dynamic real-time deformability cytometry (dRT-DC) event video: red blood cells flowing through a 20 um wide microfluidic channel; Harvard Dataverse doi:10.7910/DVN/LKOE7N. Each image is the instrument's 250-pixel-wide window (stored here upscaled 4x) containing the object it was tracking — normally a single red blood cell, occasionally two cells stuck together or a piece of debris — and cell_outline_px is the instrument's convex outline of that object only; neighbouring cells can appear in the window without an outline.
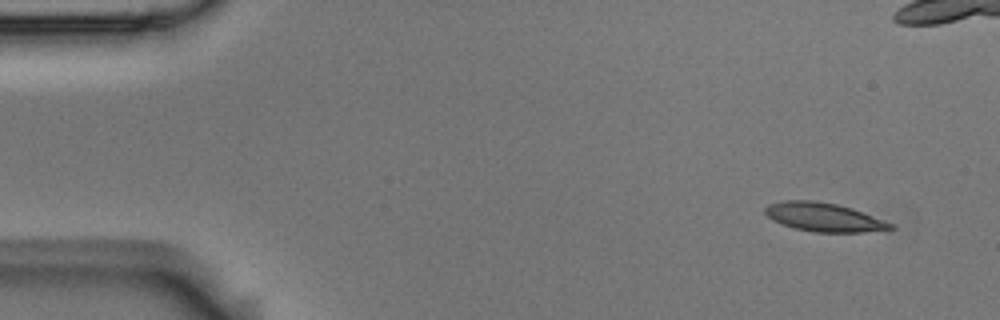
{"species": "Egyptian fruit bat (a non-hibernating species)", "species_latin": "Rousettus aegyptiacus", "temperature_condition": "room temperature", "stored_images_in_passage": 9, "camera_frame_rate_fps": 3000, "um_per_image_px": 0.085, "animal": {"sex": "male"}, "frame": {"image": 1, "passage_image": 1, "time_ms": 0.0, "image_size_px": [1000, 320], "cell_outline_px": [[896, 228], [864, 232], [812, 232], [796, 228], [772, 220], [764, 212], [764, 208], [768, 204], [784, 200], [816, 200], [836, 204], [852, 208], [896, 224]], "centroid_in_image_um": [70.05, 18.45], "position_along_channel_um": 14.9, "area_um2": 21.04}}